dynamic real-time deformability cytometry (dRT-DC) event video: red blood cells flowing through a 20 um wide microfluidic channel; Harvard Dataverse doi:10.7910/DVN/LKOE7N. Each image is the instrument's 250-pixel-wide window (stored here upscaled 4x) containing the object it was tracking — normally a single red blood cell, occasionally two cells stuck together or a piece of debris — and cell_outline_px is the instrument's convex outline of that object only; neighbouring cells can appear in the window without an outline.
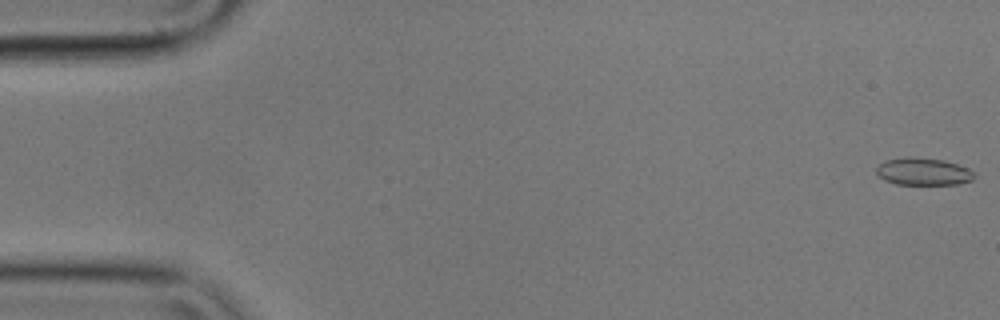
{"species": "common noctule bat (a hibernating species)", "species_latin": "Nyctalus noctula", "temperature_condition": "cold", "stored_images_in_passage": 56, "camera_frame_rate_fps": 3000, "um_per_image_px": 0.085, "animal": {"sex": "male", "body_mass_g": 17.9}, "frame": {"image": 1, "passage_image": 1, "time_ms": 0.0, "image_size_px": [1000, 320], "cell_outline_px": [[976, 176], [972, 180], [956, 184], [896, 184], [884, 180], [876, 172], [876, 168], [884, 160], [908, 156], [912, 156], [944, 160], [968, 168]], "centroid_in_image_um": [78.45, 14.57], "position_along_channel_um": 6.5, "area_um2": 15.61}}
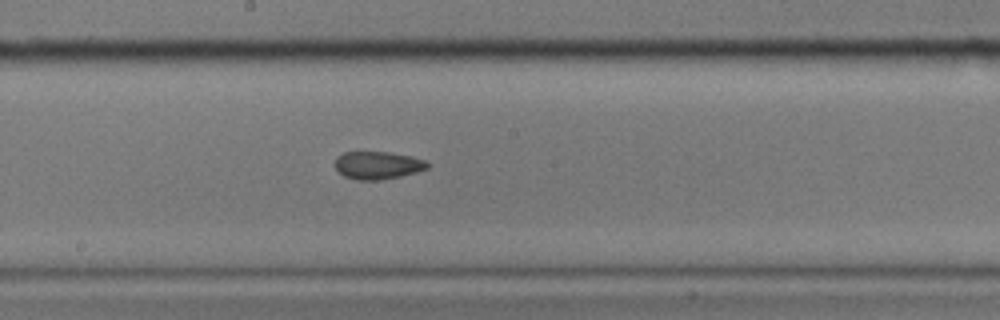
{"frame": {"image": 2, "passage_image": 30, "time_ms": 9.667, "image_size_px": [1000, 320], "cell_outline_px": [[432, 164], [428, 168], [416, 172], [400, 176], [376, 180], [356, 180], [344, 176], [336, 168], [336, 156], [344, 152], [388, 152], [412, 156], [424, 160]], "centroid_in_image_um": [32.12, 14.04], "position_along_channel_um": 216.1, "area_um2": 14.91}}
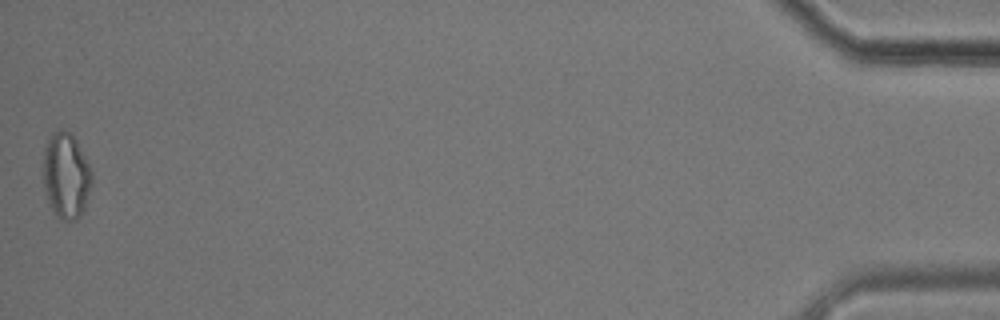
{"frame": {"image": 3, "passage_image": 56, "time_ms": 18.333, "image_size_px": [1000, 320], "cell_outline_px": [[92, 184], [84, 208], [80, 216], [76, 220], [60, 220], [56, 216], [48, 204], [44, 188], [44, 148], [48, 136], [52, 132], [60, 128], [64, 128], [72, 132], [92, 172]], "centroid_in_image_um": [5.6, 14.91], "position_along_channel_um": 429.6, "area_um2": 24.62}, "authors_computed_cell_mechanics": {"area_um2": 16.0973, "velocity_mm_per_s": 3.5612, "shape_relaxation_time_tau1_ms": null, "shape_relaxation_time_tau2_ms": 3.0348, "deformation_change_tau1": null, "deformation_change_tau2": 0.0966}}